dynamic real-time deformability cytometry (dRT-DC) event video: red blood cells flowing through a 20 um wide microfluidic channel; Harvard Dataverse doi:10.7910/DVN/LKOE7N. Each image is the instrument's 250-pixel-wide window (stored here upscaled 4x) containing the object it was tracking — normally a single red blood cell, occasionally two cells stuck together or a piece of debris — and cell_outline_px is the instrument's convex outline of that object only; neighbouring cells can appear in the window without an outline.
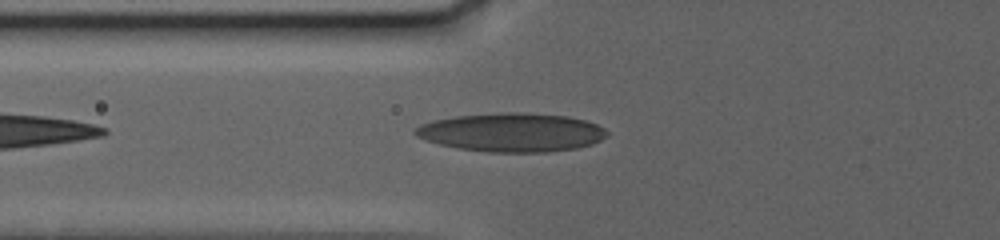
{"species": "human", "species_latin": "Homo sapiens", "temperature_condition": "warm", "stored_images_in_passage": 7, "camera_frame_rate_fps": 3000, "um_per_image_px": 0.085, "donor": {"sex": "female"}, "frame": {"image": 1, "passage_image": 7, "time_ms": 3.0, "image_size_px": [1000, 240], "cell_outline_px": [[608, 136], [592, 144], [576, 148], [548, 152], [488, 152], [460, 148], [440, 144], [424, 140], [416, 136], [412, 132], [420, 124], [436, 120], [456, 116], [504, 112], [524, 112], [568, 116], [584, 120], [596, 124], [604, 128], [608, 132]], "centroid_in_image_um": [43.51, 11.25], "position_along_channel_um": 82.3, "area_um2": 43.23}}